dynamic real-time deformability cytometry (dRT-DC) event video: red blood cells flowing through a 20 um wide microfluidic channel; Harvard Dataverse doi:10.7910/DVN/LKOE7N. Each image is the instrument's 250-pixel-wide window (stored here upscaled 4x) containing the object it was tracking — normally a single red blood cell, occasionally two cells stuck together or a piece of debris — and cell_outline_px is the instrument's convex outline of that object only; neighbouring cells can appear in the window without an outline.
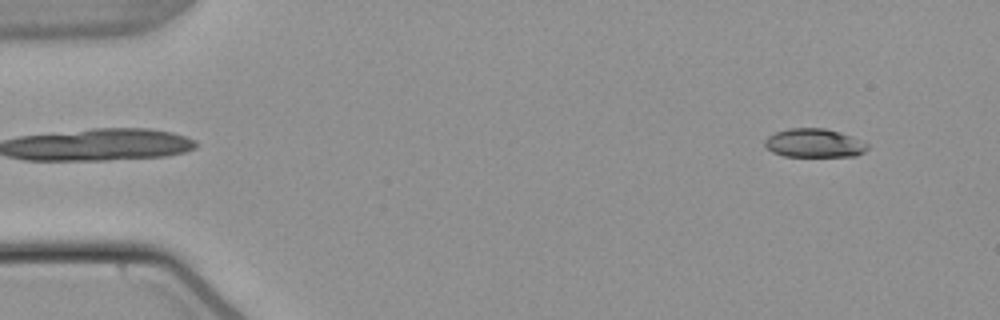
{"species": "common noctule bat (a hibernating species)", "species_latin": "Nyctalus noctula", "temperature_condition": "warm", "stored_images_in_passage": 53, "camera_frame_rate_fps": 3000, "um_per_image_px": 0.085, "animal": {"sex": "male", "body_mass_g": 21.5, "forearm_length_mm": 52.0}, "frame": {"image": 1, "passage_image": 4, "time_ms": 1.0, "image_size_px": [1000, 320], "cell_outline_px": [[868, 148], [864, 152], [856, 156], [784, 156], [772, 152], [764, 144], [764, 140], [768, 136], [776, 132], [788, 128], [824, 128], [840, 132], [852, 136], [868, 144]], "centroid_in_image_um": [69.21, 12.16], "position_along_channel_um": 15.8, "area_um2": 17.17}}
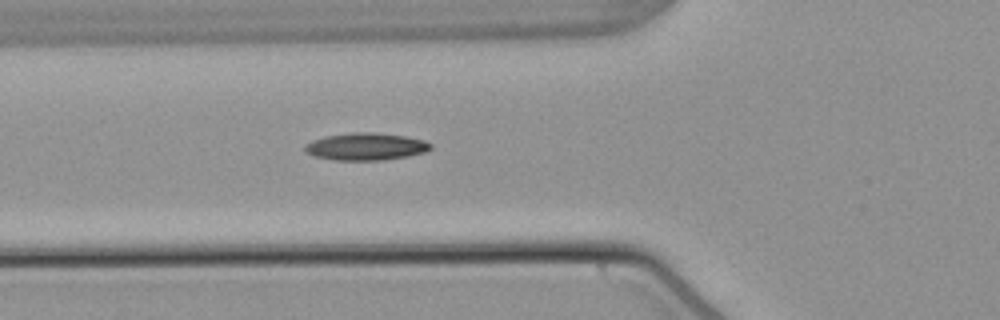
{"frame": {"image": 2, "passage_image": 19, "time_ms": 6.0, "image_size_px": [1000, 320], "cell_outline_px": [[432, 148], [424, 152], [408, 156], [380, 160], [332, 160], [316, 156], [304, 152], [304, 144], [312, 140], [324, 136], [352, 132], [372, 132], [404, 136], [424, 140], [432, 144]], "centroid_in_image_um": [31.06, 12.45], "position_along_channel_um": 94.7, "area_um2": 20.06}}
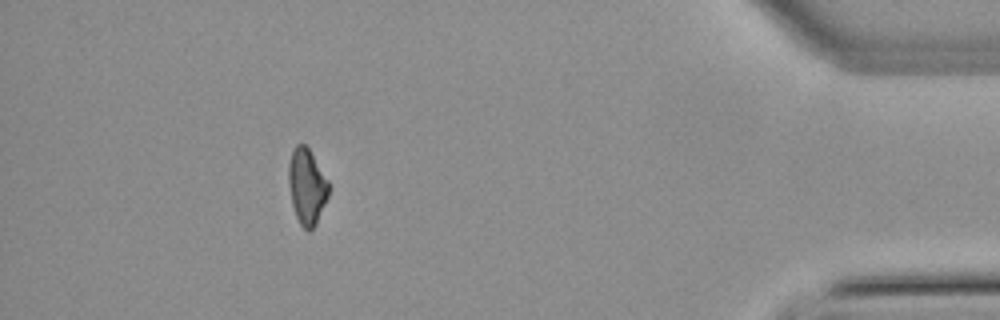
{"frame": {"image": 3, "passage_image": 48, "time_ms": 15.667, "image_size_px": [1000, 320], "cell_outline_px": [[328, 196], [316, 224], [308, 232], [300, 224], [296, 216], [292, 204], [288, 184], [288, 164], [292, 152], [296, 144], [304, 144], [308, 148], [328, 180]], "centroid_in_image_um": [26.06, 15.85], "position_along_channel_um": 409.1, "area_um2": 17.51}, "authors_computed_cell_mechanics": {"area_um2": 18.2648, "velocity_mm_per_s": 3.8183, "shape_relaxation_time_tau1_ms": null, "shape_relaxation_time_tau2_ms": 10.7019, "deformation_change_tau1": null, "deformation_change_tau2": 0.2119}}